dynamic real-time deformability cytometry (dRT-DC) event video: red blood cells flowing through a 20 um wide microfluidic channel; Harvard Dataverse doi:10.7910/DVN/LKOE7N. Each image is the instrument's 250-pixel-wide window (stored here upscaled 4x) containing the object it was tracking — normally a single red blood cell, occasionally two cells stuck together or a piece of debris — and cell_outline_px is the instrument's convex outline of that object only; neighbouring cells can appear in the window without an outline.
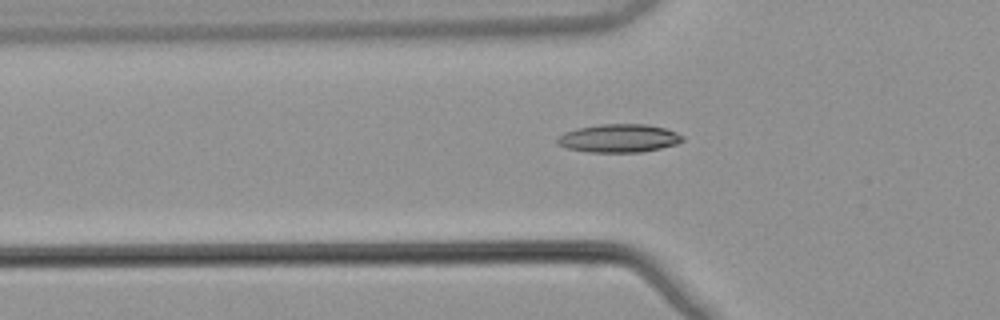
{"species": "common noctule bat (a hibernating species)", "species_latin": "Nyctalus noctula", "temperature_condition": "warm", "stored_images_in_passage": 55, "camera_frame_rate_fps": 3000, "um_per_image_px": 0.085, "animal": {"sex": "male", "body_mass_g": 21.5, "forearm_length_mm": 52.0}, "frame": {"image": 1, "passage_image": 19, "time_ms": 6.0, "image_size_px": [1000, 320], "cell_outline_px": [[684, 140], [676, 144], [660, 148], [640, 152], [588, 152], [568, 148], [556, 144], [556, 140], [564, 132], [576, 128], [600, 124], [648, 124], [664, 128], [676, 132], [684, 136]], "centroid_in_image_um": [52.6, 11.74], "position_along_channel_um": 73.2, "area_um2": 20.63}}
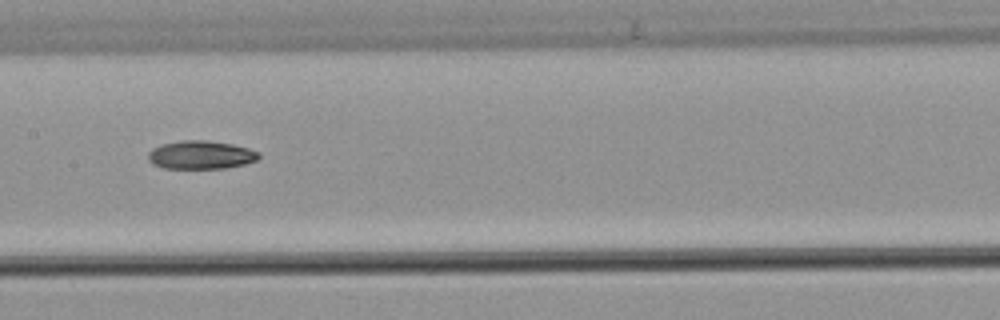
{"frame": {"image": 2, "passage_image": 28, "time_ms": 9.0, "image_size_px": [1000, 320], "cell_outline_px": [[260, 156], [256, 160], [244, 164], [228, 168], [164, 168], [152, 164], [148, 160], [148, 152], [152, 148], [164, 144], [180, 140], [208, 140], [232, 144], [248, 148], [260, 152]], "centroid_in_image_um": [17.07, 13.16], "position_along_channel_um": 190.3, "area_um2": 18.32}}
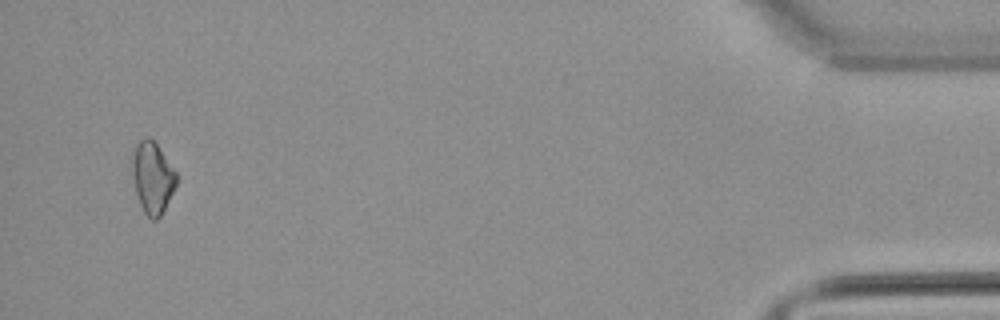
{"frame": {"image": 3, "passage_image": 52, "time_ms": 17.0, "image_size_px": [1000, 320], "cell_outline_px": [[176, 184], [160, 216], [156, 220], [152, 220], [144, 212], [140, 204], [136, 192], [132, 176], [132, 148], [140, 140], [148, 136], [156, 144], [176, 172]], "centroid_in_image_um": [12.92, 15.07], "position_along_channel_um": 422.3, "area_um2": 18.09}}